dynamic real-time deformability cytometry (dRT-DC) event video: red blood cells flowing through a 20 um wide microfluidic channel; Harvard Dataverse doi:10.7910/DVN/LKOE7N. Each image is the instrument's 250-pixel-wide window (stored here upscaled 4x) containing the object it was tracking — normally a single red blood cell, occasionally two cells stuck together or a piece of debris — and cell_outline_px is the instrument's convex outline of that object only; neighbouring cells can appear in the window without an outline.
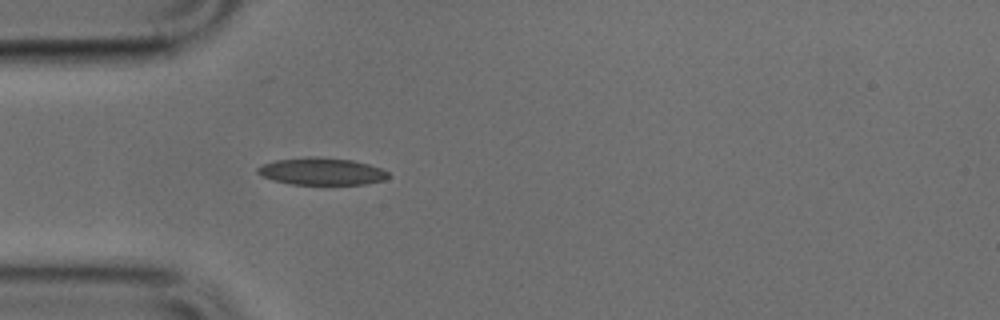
{"species": "common noctule bat (a hibernating species)", "species_latin": "Nyctalus noctula", "temperature_condition": "cold", "stored_images_in_passage": 36, "camera_frame_rate_fps": 3000, "um_per_image_px": 0.085, "animal": {"sex": "male", "body_mass_g": 17.9, "forearm_length_mm": 54.2}, "frame": {"image": 1, "passage_image": 1, "time_ms": 0.0, "image_size_px": [1000, 320], "cell_outline_px": [[388, 176], [384, 180], [364, 184], [292, 184], [272, 180], [260, 176], [256, 172], [256, 168], [264, 164], [276, 160], [308, 156], [316, 156], [352, 160], [368, 164], [380, 168], [388, 172]], "centroid_in_image_um": [27.29, 14.56], "position_along_channel_um": 57.7, "area_um2": 20.69}}
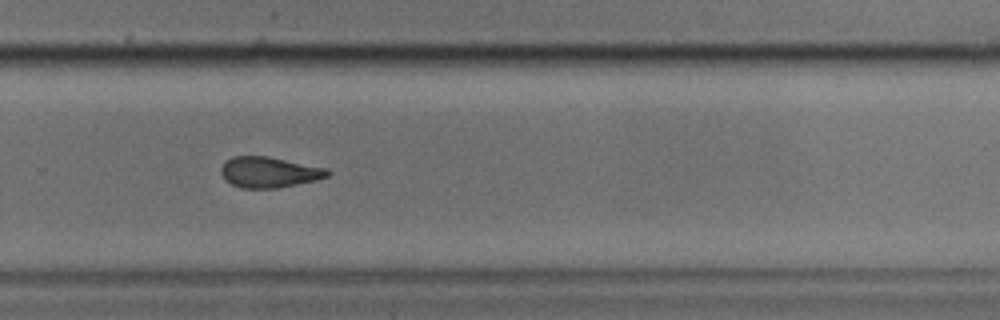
{"frame": {"image": 2, "passage_image": 20, "time_ms": 6.333, "image_size_px": [1000, 320], "cell_outline_px": [[332, 172], [328, 176], [316, 180], [276, 188], [240, 188], [224, 180], [220, 172], [220, 168], [232, 156], [268, 156], [328, 168]], "centroid_in_image_um": [22.88, 14.63], "position_along_channel_um": 306.9, "area_um2": 19.13}}
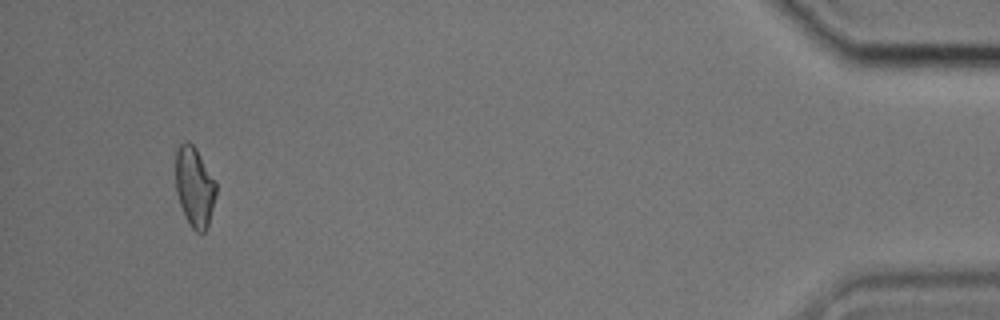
{"frame": {"image": 3, "passage_image": 34, "time_ms": 11.0, "image_size_px": [1000, 320], "cell_outline_px": [[216, 196], [208, 224], [204, 232], [196, 232], [188, 224], [184, 216], [176, 192], [176, 148], [184, 140], [188, 140], [196, 148], [216, 184]], "centroid_in_image_um": [16.51, 15.88], "position_along_channel_um": 418.7, "area_um2": 18.79}}